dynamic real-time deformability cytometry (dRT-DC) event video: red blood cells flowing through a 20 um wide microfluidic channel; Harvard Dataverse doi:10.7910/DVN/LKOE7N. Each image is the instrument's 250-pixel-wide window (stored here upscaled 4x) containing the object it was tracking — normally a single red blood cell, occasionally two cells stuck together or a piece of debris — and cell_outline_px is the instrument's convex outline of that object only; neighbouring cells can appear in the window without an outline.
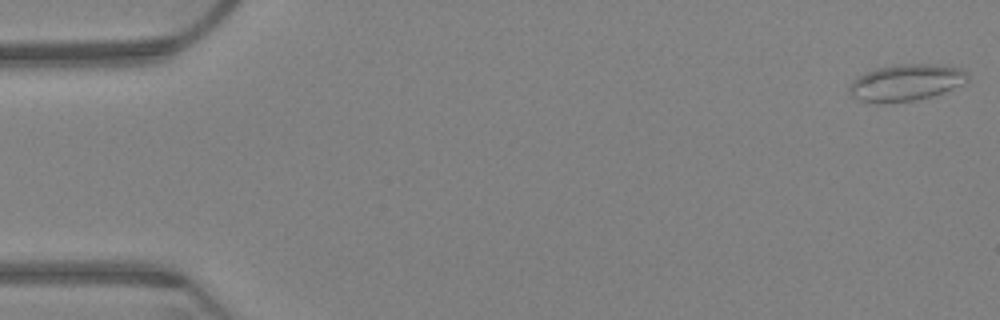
{"species": "Egyptian fruit bat (a non-hibernating species)", "species_latin": "Rousettus aegyptiacus", "temperature_condition": "warm", "stored_images_in_passage": 64, "camera_frame_rate_fps": 3000, "um_per_image_px": 0.085, "animal": {"sex": "female"}, "frame": {"image": 1, "passage_image": 1, "time_ms": 0.0, "image_size_px": [1000, 320], "cell_outline_px": [[968, 80], [964, 84], [932, 96], [916, 100], [876, 104], [860, 100], [852, 96], [848, 92], [848, 84], [856, 76], [876, 68], [896, 64], [932, 64], [960, 68], [968, 72]], "centroid_in_image_um": [76.97, 7.02], "position_along_channel_um": 8.0, "area_um2": 25.55}}
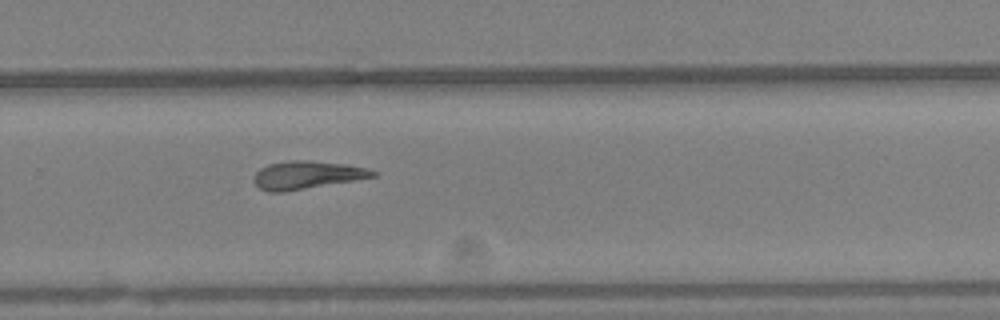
{"frame": {"image": 2, "passage_image": 43, "time_ms": 14.0, "image_size_px": [1000, 320], "cell_outline_px": [[376, 176], [284, 192], [268, 192], [260, 188], [252, 180], [252, 176], [260, 168], [268, 164], [292, 160], [308, 160], [344, 164], [364, 168], [376, 172]], "centroid_in_image_um": [26.0, 14.87], "position_along_channel_um": 303.8, "area_um2": 19.13}}
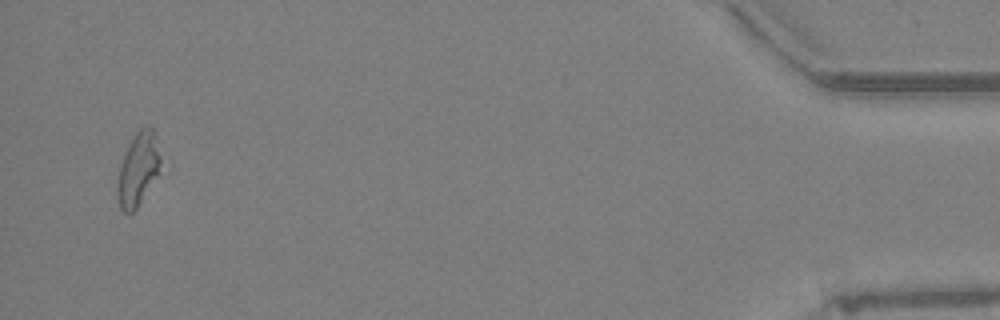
{"frame": {"image": 3, "passage_image": 62, "time_ms": 20.333, "image_size_px": [1000, 320], "cell_outline_px": [[160, 160], [156, 172], [136, 208], [128, 216], [120, 208], [116, 192], [120, 164], [124, 152], [128, 144], [136, 132], [140, 128], [152, 128], [160, 156]], "centroid_in_image_um": [11.66, 14.39], "position_along_channel_um": 423.5, "area_um2": 17.51}}